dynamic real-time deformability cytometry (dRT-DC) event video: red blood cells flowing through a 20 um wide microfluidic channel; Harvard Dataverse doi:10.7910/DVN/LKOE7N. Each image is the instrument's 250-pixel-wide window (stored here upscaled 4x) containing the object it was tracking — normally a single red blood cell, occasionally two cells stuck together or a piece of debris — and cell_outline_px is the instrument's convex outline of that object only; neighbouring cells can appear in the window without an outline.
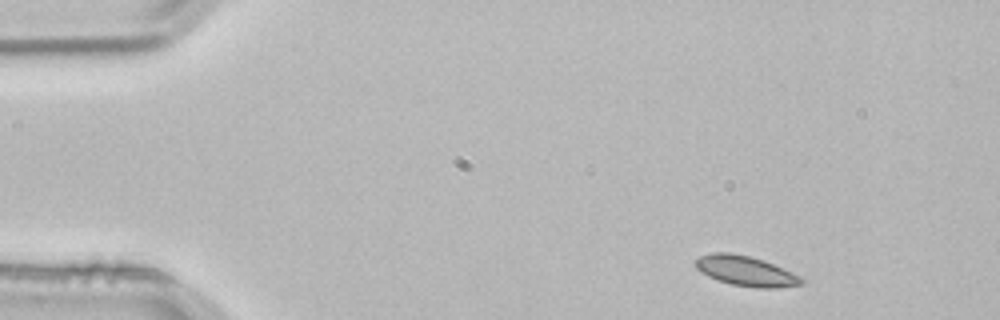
{"species": "common noctule bat (a hibernating species)", "species_latin": "Nyctalus noctula", "temperature_condition": "room temperature", "stored_images_in_passage": 2, "camera_frame_rate_fps": 3000, "um_per_image_px": 0.085, "animal": {"sex": "male", "body_mass_g": 21.5, "forearm_length_mm": 52.0}, "frame": {"image": 1, "passage_image": 1, "time_ms": 0.0, "image_size_px": [1000, 320], "cell_outline_px": [[804, 284], [776, 288], [756, 288], [732, 284], [708, 276], [700, 272], [696, 268], [696, 260], [700, 256], [712, 252], [728, 252], [748, 256], [764, 260], [800, 276], [804, 280]], "centroid_in_image_um": [63.4, 23.03], "position_along_channel_um": 21.6, "area_um2": 18.38}}
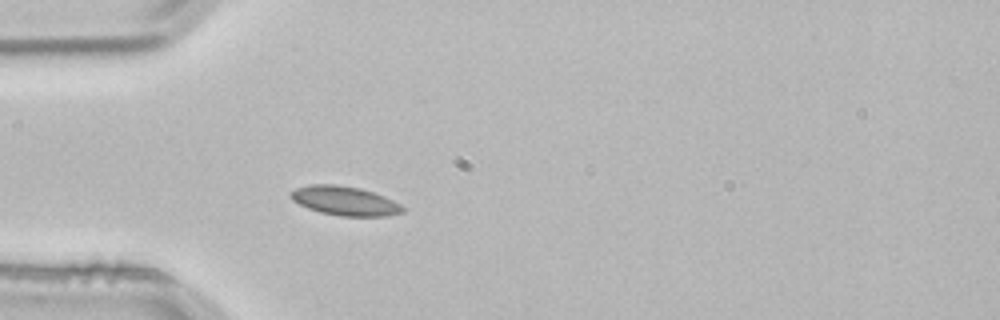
{"frame": {"image": 2, "passage_image": 2, "time_ms": 0.333, "image_size_px": [1000, 320], "cell_outline_px": [[404, 212], [388, 216], [340, 216], [320, 212], [308, 208], [292, 200], [288, 196], [288, 192], [296, 188], [312, 184], [336, 184], [360, 188], [384, 196], [400, 204], [404, 208]], "centroid_in_image_um": [29.28, 17.07], "position_along_channel_um": 55.7, "area_um2": 19.07}}